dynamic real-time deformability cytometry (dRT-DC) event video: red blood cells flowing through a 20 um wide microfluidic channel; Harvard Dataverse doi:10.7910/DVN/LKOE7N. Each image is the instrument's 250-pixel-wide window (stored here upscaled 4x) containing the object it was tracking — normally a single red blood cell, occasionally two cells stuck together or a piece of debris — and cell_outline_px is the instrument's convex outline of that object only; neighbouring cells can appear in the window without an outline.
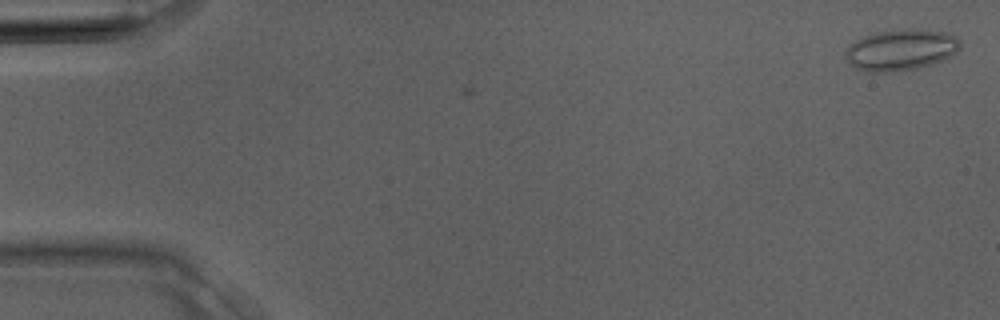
{"species": "Egyptian fruit bat (a non-hibernating species)", "species_latin": "Rousettus aegyptiacus", "temperature_condition": "room temperature", "stored_images_in_passage": 3, "camera_frame_rate_fps": 3000, "um_per_image_px": 0.085, "animal": {"sex": "male"}, "frame": {"image": 1, "passage_image": 3, "time_ms": 0.667, "image_size_px": [1000, 320], "cell_outline_px": [[960, 48], [952, 56], [932, 64], [916, 68], [888, 72], [864, 72], [856, 68], [844, 56], [844, 52], [856, 40], [872, 32], [904, 28], [944, 32], [956, 36], [960, 40]], "centroid_in_image_um": [76.57, 4.23], "position_along_channel_um": 8.4, "area_um2": 27.57}}